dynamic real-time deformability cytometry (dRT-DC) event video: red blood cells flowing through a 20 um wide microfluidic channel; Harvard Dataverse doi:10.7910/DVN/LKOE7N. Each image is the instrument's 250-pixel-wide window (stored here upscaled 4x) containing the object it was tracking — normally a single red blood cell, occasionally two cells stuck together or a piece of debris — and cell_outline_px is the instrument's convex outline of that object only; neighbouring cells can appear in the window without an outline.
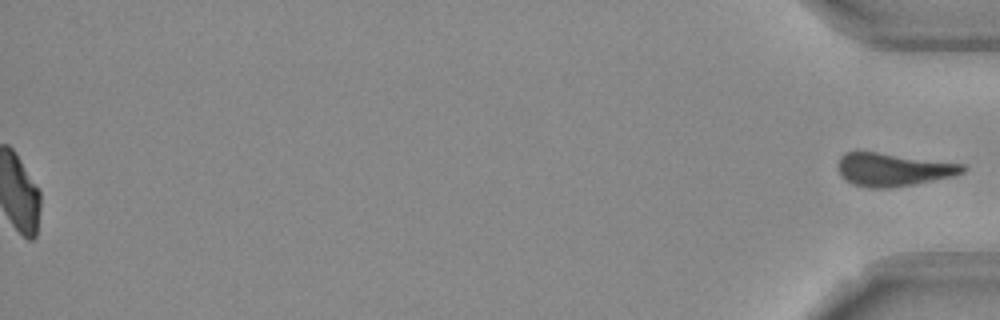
{"species": "Egyptian fruit bat (a non-hibernating species)", "species_latin": "Rousettus aegyptiacus", "temperature_condition": "room temperature", "stored_images_in_passage": 53, "segment_of_instrument_passage": [2, 2], "camera_frame_rate_fps": 3000, "um_per_image_px": 0.085, "frame": {"image": 1, "passage_image": 53, "time_ms": 17.333, "image_size_px": [1000, 320], "cell_outline_px": [[968, 168], [964, 172], [952, 176], [916, 184], [892, 188], [868, 188], [852, 184], [844, 180], [840, 176], [840, 156], [844, 152], [876, 152], [964, 164]], "centroid_in_image_um": [75.92, 14.43], "position_along_channel_um": 359.3, "area_um2": 23.99}}